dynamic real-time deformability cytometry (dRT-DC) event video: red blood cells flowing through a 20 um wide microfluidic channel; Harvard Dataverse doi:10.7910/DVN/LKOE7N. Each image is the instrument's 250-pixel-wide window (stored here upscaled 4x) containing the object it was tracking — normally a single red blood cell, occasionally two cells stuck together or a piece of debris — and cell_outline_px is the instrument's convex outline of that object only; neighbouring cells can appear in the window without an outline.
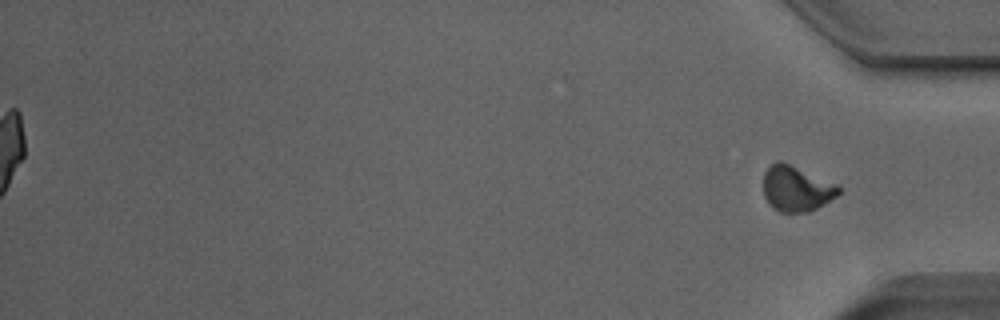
{"species": "Egyptian fruit bat (a non-hibernating species)", "species_latin": "Rousettus aegyptiacus", "temperature_condition": "room temperature", "stored_images_in_passage": 52, "segment_of_instrument_passage": [2, 2], "camera_frame_rate_fps": 3000, "um_per_image_px": 0.085, "animal": {"sex": "male"}, "frame": {"image": 1, "passage_image": 52, "time_ms": 17.0, "image_size_px": [1000, 320], "cell_outline_px": [[840, 192], [836, 196], [816, 208], [808, 212], [780, 212], [772, 208], [768, 204], [764, 196], [764, 172], [776, 160], [784, 160], [836, 184], [840, 188]], "centroid_in_image_um": [67.66, 16.01], "position_along_channel_um": 367.5, "area_um2": 20.06}}